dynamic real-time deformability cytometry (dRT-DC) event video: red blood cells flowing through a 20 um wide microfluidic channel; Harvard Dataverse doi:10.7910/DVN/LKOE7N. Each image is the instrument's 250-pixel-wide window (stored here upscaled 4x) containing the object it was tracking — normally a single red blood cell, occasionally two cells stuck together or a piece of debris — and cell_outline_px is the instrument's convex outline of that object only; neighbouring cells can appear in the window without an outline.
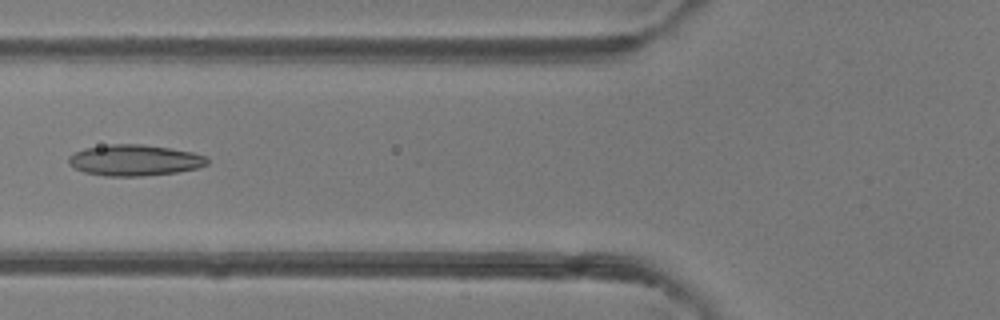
{"species": "common noctule bat (a hibernating species)", "species_latin": "Nyctalus noctula", "temperature_condition": "room temperature", "stored_images_in_passage": 48, "camera_frame_rate_fps": 3000, "um_per_image_px": 0.085, "animal": {"sex": "female"}, "frame": {"image": 1, "passage_image": 19, "time_ms": 6.0, "image_size_px": [1000, 320], "cell_outline_px": [[208, 164], [196, 168], [176, 172], [144, 176], [104, 176], [84, 172], [68, 164], [68, 156], [84, 148], [112, 144], [144, 144], [172, 148], [192, 152], [208, 156]], "centroid_in_image_um": [11.45, 13.61], "position_along_channel_um": 114.4, "area_um2": 25.2}}
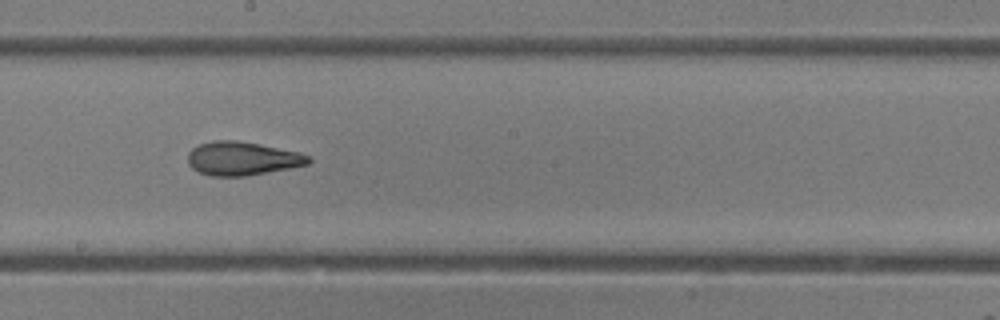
{"frame": {"image": 2, "passage_image": 27, "time_ms": 8.667, "image_size_px": [1000, 320], "cell_outline_px": [[312, 160], [308, 164], [288, 168], [244, 176], [212, 176], [200, 172], [192, 168], [188, 164], [188, 152], [192, 148], [200, 144], [212, 140], [236, 140], [260, 144], [300, 152], [312, 156]], "centroid_in_image_um": [20.6, 13.46], "position_along_channel_um": 227.6, "area_um2": 23.64}}
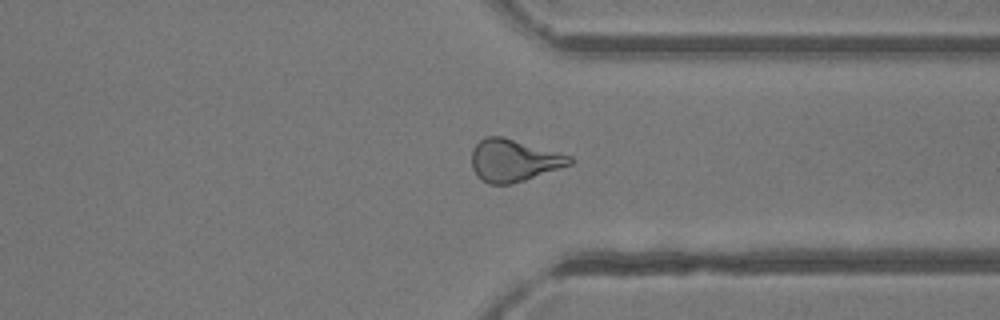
{"frame": {"image": 3, "passage_image": 37, "time_ms": 12.0, "image_size_px": [1000, 320], "cell_outline_px": [[572, 164], [512, 184], [488, 184], [472, 168], [472, 148], [484, 136], [504, 136], [572, 156]], "centroid_in_image_um": [43.66, 13.61], "position_along_channel_um": 367.7, "area_um2": 23.99}, "authors_computed_cell_mechanics": {"area_um2": 24.6517, "velocity_mm_per_s": 4.238, "shape_relaxation_time_tau1_ms": 5.5736, "shape_relaxation_time_tau2_ms": 2.2943, "deformation_change_tau1": 0.177, "deformation_change_tau2": 0.1053}}